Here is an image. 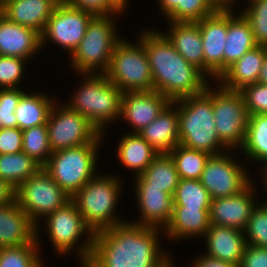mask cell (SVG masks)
Returning a JSON list of instances; mask_svg holds the SVG:
<instances>
[{
  "label": "cell",
  "mask_w": 267,
  "mask_h": 267,
  "mask_svg": "<svg viewBox=\"0 0 267 267\" xmlns=\"http://www.w3.org/2000/svg\"><path fill=\"white\" fill-rule=\"evenodd\" d=\"M159 230L125 221L97 231L83 267H171L168 253L159 250Z\"/></svg>",
  "instance_id": "cell-1"
},
{
  "label": "cell",
  "mask_w": 267,
  "mask_h": 267,
  "mask_svg": "<svg viewBox=\"0 0 267 267\" xmlns=\"http://www.w3.org/2000/svg\"><path fill=\"white\" fill-rule=\"evenodd\" d=\"M143 45L153 79V90L171 102L205 91L206 75L179 54L168 38L157 30L143 32Z\"/></svg>",
  "instance_id": "cell-2"
},
{
  "label": "cell",
  "mask_w": 267,
  "mask_h": 267,
  "mask_svg": "<svg viewBox=\"0 0 267 267\" xmlns=\"http://www.w3.org/2000/svg\"><path fill=\"white\" fill-rule=\"evenodd\" d=\"M172 102L177 105L181 145L210 155L228 150L216 133L213 94L207 88L201 94Z\"/></svg>",
  "instance_id": "cell-3"
},
{
  "label": "cell",
  "mask_w": 267,
  "mask_h": 267,
  "mask_svg": "<svg viewBox=\"0 0 267 267\" xmlns=\"http://www.w3.org/2000/svg\"><path fill=\"white\" fill-rule=\"evenodd\" d=\"M86 78L67 106L87 118L100 133L121 115V90L104 74L86 73Z\"/></svg>",
  "instance_id": "cell-4"
},
{
  "label": "cell",
  "mask_w": 267,
  "mask_h": 267,
  "mask_svg": "<svg viewBox=\"0 0 267 267\" xmlns=\"http://www.w3.org/2000/svg\"><path fill=\"white\" fill-rule=\"evenodd\" d=\"M119 180L115 176L95 175L71 198L94 233L124 223L113 215L121 192Z\"/></svg>",
  "instance_id": "cell-5"
},
{
  "label": "cell",
  "mask_w": 267,
  "mask_h": 267,
  "mask_svg": "<svg viewBox=\"0 0 267 267\" xmlns=\"http://www.w3.org/2000/svg\"><path fill=\"white\" fill-rule=\"evenodd\" d=\"M104 136L102 133L92 142L52 152L43 169L71 198L95 174L97 151Z\"/></svg>",
  "instance_id": "cell-6"
},
{
  "label": "cell",
  "mask_w": 267,
  "mask_h": 267,
  "mask_svg": "<svg viewBox=\"0 0 267 267\" xmlns=\"http://www.w3.org/2000/svg\"><path fill=\"white\" fill-rule=\"evenodd\" d=\"M114 16L117 15L94 16L88 23L83 39L71 54V65L76 73L100 71L98 73L103 74L107 70L114 48L121 39L115 32Z\"/></svg>",
  "instance_id": "cell-7"
},
{
  "label": "cell",
  "mask_w": 267,
  "mask_h": 267,
  "mask_svg": "<svg viewBox=\"0 0 267 267\" xmlns=\"http://www.w3.org/2000/svg\"><path fill=\"white\" fill-rule=\"evenodd\" d=\"M103 74L122 93L153 90L152 74L143 45V33L137 45L123 38L117 42L109 66Z\"/></svg>",
  "instance_id": "cell-8"
},
{
  "label": "cell",
  "mask_w": 267,
  "mask_h": 267,
  "mask_svg": "<svg viewBox=\"0 0 267 267\" xmlns=\"http://www.w3.org/2000/svg\"><path fill=\"white\" fill-rule=\"evenodd\" d=\"M44 219H46L45 222L47 221L45 223L46 231H48L47 235H49V240L58 254H68L71 249H75L73 247L77 243L79 244L80 237L84 233L88 234L78 252L82 264L81 267H83L90 259L95 233L85 223L76 204L70 200Z\"/></svg>",
  "instance_id": "cell-9"
},
{
  "label": "cell",
  "mask_w": 267,
  "mask_h": 267,
  "mask_svg": "<svg viewBox=\"0 0 267 267\" xmlns=\"http://www.w3.org/2000/svg\"><path fill=\"white\" fill-rule=\"evenodd\" d=\"M213 94V111L216 133L220 141L231 151L243 146L249 113L240 91L220 85L217 91L206 87Z\"/></svg>",
  "instance_id": "cell-10"
},
{
  "label": "cell",
  "mask_w": 267,
  "mask_h": 267,
  "mask_svg": "<svg viewBox=\"0 0 267 267\" xmlns=\"http://www.w3.org/2000/svg\"><path fill=\"white\" fill-rule=\"evenodd\" d=\"M15 200L38 226L40 217L46 218L69 202L71 197L42 167L16 189Z\"/></svg>",
  "instance_id": "cell-11"
},
{
  "label": "cell",
  "mask_w": 267,
  "mask_h": 267,
  "mask_svg": "<svg viewBox=\"0 0 267 267\" xmlns=\"http://www.w3.org/2000/svg\"><path fill=\"white\" fill-rule=\"evenodd\" d=\"M47 130L52 152L92 143L101 133L84 116L67 105L54 103L48 119Z\"/></svg>",
  "instance_id": "cell-12"
},
{
  "label": "cell",
  "mask_w": 267,
  "mask_h": 267,
  "mask_svg": "<svg viewBox=\"0 0 267 267\" xmlns=\"http://www.w3.org/2000/svg\"><path fill=\"white\" fill-rule=\"evenodd\" d=\"M226 153L211 155L199 179L211 199L236 195L252 183L245 167Z\"/></svg>",
  "instance_id": "cell-13"
},
{
  "label": "cell",
  "mask_w": 267,
  "mask_h": 267,
  "mask_svg": "<svg viewBox=\"0 0 267 267\" xmlns=\"http://www.w3.org/2000/svg\"><path fill=\"white\" fill-rule=\"evenodd\" d=\"M93 17L92 14L61 1L41 34V46L43 47L47 40L52 41L72 54L83 39Z\"/></svg>",
  "instance_id": "cell-14"
},
{
  "label": "cell",
  "mask_w": 267,
  "mask_h": 267,
  "mask_svg": "<svg viewBox=\"0 0 267 267\" xmlns=\"http://www.w3.org/2000/svg\"><path fill=\"white\" fill-rule=\"evenodd\" d=\"M202 37L204 74L218 79L223 73V52L227 36V11H216L197 22ZM215 76V77H214Z\"/></svg>",
  "instance_id": "cell-15"
},
{
  "label": "cell",
  "mask_w": 267,
  "mask_h": 267,
  "mask_svg": "<svg viewBox=\"0 0 267 267\" xmlns=\"http://www.w3.org/2000/svg\"><path fill=\"white\" fill-rule=\"evenodd\" d=\"M171 101L161 93L151 91L125 92L122 95L121 118L138 133L154 121Z\"/></svg>",
  "instance_id": "cell-16"
},
{
  "label": "cell",
  "mask_w": 267,
  "mask_h": 267,
  "mask_svg": "<svg viewBox=\"0 0 267 267\" xmlns=\"http://www.w3.org/2000/svg\"><path fill=\"white\" fill-rule=\"evenodd\" d=\"M253 184L236 195L211 199L210 223L244 230L256 206Z\"/></svg>",
  "instance_id": "cell-17"
},
{
  "label": "cell",
  "mask_w": 267,
  "mask_h": 267,
  "mask_svg": "<svg viewBox=\"0 0 267 267\" xmlns=\"http://www.w3.org/2000/svg\"><path fill=\"white\" fill-rule=\"evenodd\" d=\"M38 227L16 200L0 206V248L39 242Z\"/></svg>",
  "instance_id": "cell-18"
},
{
  "label": "cell",
  "mask_w": 267,
  "mask_h": 267,
  "mask_svg": "<svg viewBox=\"0 0 267 267\" xmlns=\"http://www.w3.org/2000/svg\"><path fill=\"white\" fill-rule=\"evenodd\" d=\"M41 47V34L13 23L0 12V55L30 59Z\"/></svg>",
  "instance_id": "cell-19"
},
{
  "label": "cell",
  "mask_w": 267,
  "mask_h": 267,
  "mask_svg": "<svg viewBox=\"0 0 267 267\" xmlns=\"http://www.w3.org/2000/svg\"><path fill=\"white\" fill-rule=\"evenodd\" d=\"M244 231L221 225H210L206 231V256L232 263L239 267L247 246Z\"/></svg>",
  "instance_id": "cell-20"
},
{
  "label": "cell",
  "mask_w": 267,
  "mask_h": 267,
  "mask_svg": "<svg viewBox=\"0 0 267 267\" xmlns=\"http://www.w3.org/2000/svg\"><path fill=\"white\" fill-rule=\"evenodd\" d=\"M141 218L131 223L163 228L169 224L174 213V197L156 188H135ZM159 226V227H158Z\"/></svg>",
  "instance_id": "cell-21"
},
{
  "label": "cell",
  "mask_w": 267,
  "mask_h": 267,
  "mask_svg": "<svg viewBox=\"0 0 267 267\" xmlns=\"http://www.w3.org/2000/svg\"><path fill=\"white\" fill-rule=\"evenodd\" d=\"M63 0H4L1 13L13 23L43 33L55 7Z\"/></svg>",
  "instance_id": "cell-22"
},
{
  "label": "cell",
  "mask_w": 267,
  "mask_h": 267,
  "mask_svg": "<svg viewBox=\"0 0 267 267\" xmlns=\"http://www.w3.org/2000/svg\"><path fill=\"white\" fill-rule=\"evenodd\" d=\"M138 134L159 154L170 153L173 148L180 144L179 118L174 103L170 102L158 117Z\"/></svg>",
  "instance_id": "cell-23"
},
{
  "label": "cell",
  "mask_w": 267,
  "mask_h": 267,
  "mask_svg": "<svg viewBox=\"0 0 267 267\" xmlns=\"http://www.w3.org/2000/svg\"><path fill=\"white\" fill-rule=\"evenodd\" d=\"M267 46L257 45L229 66L217 79L224 88L240 91L245 86L258 82Z\"/></svg>",
  "instance_id": "cell-24"
},
{
  "label": "cell",
  "mask_w": 267,
  "mask_h": 267,
  "mask_svg": "<svg viewBox=\"0 0 267 267\" xmlns=\"http://www.w3.org/2000/svg\"><path fill=\"white\" fill-rule=\"evenodd\" d=\"M257 45L250 23L243 14L234 15V12L227 11V36L223 52V72Z\"/></svg>",
  "instance_id": "cell-25"
},
{
  "label": "cell",
  "mask_w": 267,
  "mask_h": 267,
  "mask_svg": "<svg viewBox=\"0 0 267 267\" xmlns=\"http://www.w3.org/2000/svg\"><path fill=\"white\" fill-rule=\"evenodd\" d=\"M169 23V33L164 35L187 62L193 64L204 73L202 37L198 23L171 21Z\"/></svg>",
  "instance_id": "cell-26"
},
{
  "label": "cell",
  "mask_w": 267,
  "mask_h": 267,
  "mask_svg": "<svg viewBox=\"0 0 267 267\" xmlns=\"http://www.w3.org/2000/svg\"><path fill=\"white\" fill-rule=\"evenodd\" d=\"M210 208H185L184 206H174V213L169 224L164 229L166 235L179 240L191 238L195 235L205 236L210 228Z\"/></svg>",
  "instance_id": "cell-27"
},
{
  "label": "cell",
  "mask_w": 267,
  "mask_h": 267,
  "mask_svg": "<svg viewBox=\"0 0 267 267\" xmlns=\"http://www.w3.org/2000/svg\"><path fill=\"white\" fill-rule=\"evenodd\" d=\"M135 177V188L162 189L172 196L179 183L178 172L169 153L158 154L146 170Z\"/></svg>",
  "instance_id": "cell-28"
},
{
  "label": "cell",
  "mask_w": 267,
  "mask_h": 267,
  "mask_svg": "<svg viewBox=\"0 0 267 267\" xmlns=\"http://www.w3.org/2000/svg\"><path fill=\"white\" fill-rule=\"evenodd\" d=\"M117 157L126 168L141 175L159 154L138 133H126L118 142Z\"/></svg>",
  "instance_id": "cell-29"
},
{
  "label": "cell",
  "mask_w": 267,
  "mask_h": 267,
  "mask_svg": "<svg viewBox=\"0 0 267 267\" xmlns=\"http://www.w3.org/2000/svg\"><path fill=\"white\" fill-rule=\"evenodd\" d=\"M54 104L52 98L38 93H24L15 108L17 127L22 131L34 126L47 124L50 110Z\"/></svg>",
  "instance_id": "cell-30"
},
{
  "label": "cell",
  "mask_w": 267,
  "mask_h": 267,
  "mask_svg": "<svg viewBox=\"0 0 267 267\" xmlns=\"http://www.w3.org/2000/svg\"><path fill=\"white\" fill-rule=\"evenodd\" d=\"M42 166L25 152L0 154V179L17 189Z\"/></svg>",
  "instance_id": "cell-31"
},
{
  "label": "cell",
  "mask_w": 267,
  "mask_h": 267,
  "mask_svg": "<svg viewBox=\"0 0 267 267\" xmlns=\"http://www.w3.org/2000/svg\"><path fill=\"white\" fill-rule=\"evenodd\" d=\"M158 3L171 22H198L216 12L208 0H158Z\"/></svg>",
  "instance_id": "cell-32"
},
{
  "label": "cell",
  "mask_w": 267,
  "mask_h": 267,
  "mask_svg": "<svg viewBox=\"0 0 267 267\" xmlns=\"http://www.w3.org/2000/svg\"><path fill=\"white\" fill-rule=\"evenodd\" d=\"M240 149L249 159L267 166V113L249 116L246 137Z\"/></svg>",
  "instance_id": "cell-33"
},
{
  "label": "cell",
  "mask_w": 267,
  "mask_h": 267,
  "mask_svg": "<svg viewBox=\"0 0 267 267\" xmlns=\"http://www.w3.org/2000/svg\"><path fill=\"white\" fill-rule=\"evenodd\" d=\"M174 160L179 179L199 180L210 154L178 144L169 153Z\"/></svg>",
  "instance_id": "cell-34"
},
{
  "label": "cell",
  "mask_w": 267,
  "mask_h": 267,
  "mask_svg": "<svg viewBox=\"0 0 267 267\" xmlns=\"http://www.w3.org/2000/svg\"><path fill=\"white\" fill-rule=\"evenodd\" d=\"M22 132V152L28 154L43 167L52 154L47 124L34 126Z\"/></svg>",
  "instance_id": "cell-35"
},
{
  "label": "cell",
  "mask_w": 267,
  "mask_h": 267,
  "mask_svg": "<svg viewBox=\"0 0 267 267\" xmlns=\"http://www.w3.org/2000/svg\"><path fill=\"white\" fill-rule=\"evenodd\" d=\"M174 197V206L185 208H210L211 197L200 180L179 179Z\"/></svg>",
  "instance_id": "cell-36"
},
{
  "label": "cell",
  "mask_w": 267,
  "mask_h": 267,
  "mask_svg": "<svg viewBox=\"0 0 267 267\" xmlns=\"http://www.w3.org/2000/svg\"><path fill=\"white\" fill-rule=\"evenodd\" d=\"M40 242L17 247L0 248V267H38L42 261L37 253Z\"/></svg>",
  "instance_id": "cell-37"
},
{
  "label": "cell",
  "mask_w": 267,
  "mask_h": 267,
  "mask_svg": "<svg viewBox=\"0 0 267 267\" xmlns=\"http://www.w3.org/2000/svg\"><path fill=\"white\" fill-rule=\"evenodd\" d=\"M258 205L253 208L243 231L247 245L267 248V205Z\"/></svg>",
  "instance_id": "cell-38"
},
{
  "label": "cell",
  "mask_w": 267,
  "mask_h": 267,
  "mask_svg": "<svg viewBox=\"0 0 267 267\" xmlns=\"http://www.w3.org/2000/svg\"><path fill=\"white\" fill-rule=\"evenodd\" d=\"M242 14L250 23L258 45L267 46V0H250Z\"/></svg>",
  "instance_id": "cell-39"
},
{
  "label": "cell",
  "mask_w": 267,
  "mask_h": 267,
  "mask_svg": "<svg viewBox=\"0 0 267 267\" xmlns=\"http://www.w3.org/2000/svg\"><path fill=\"white\" fill-rule=\"evenodd\" d=\"M26 59L0 55V88L17 87L24 75Z\"/></svg>",
  "instance_id": "cell-40"
},
{
  "label": "cell",
  "mask_w": 267,
  "mask_h": 267,
  "mask_svg": "<svg viewBox=\"0 0 267 267\" xmlns=\"http://www.w3.org/2000/svg\"><path fill=\"white\" fill-rule=\"evenodd\" d=\"M24 93L20 88H0V129L17 127L15 108Z\"/></svg>",
  "instance_id": "cell-41"
},
{
  "label": "cell",
  "mask_w": 267,
  "mask_h": 267,
  "mask_svg": "<svg viewBox=\"0 0 267 267\" xmlns=\"http://www.w3.org/2000/svg\"><path fill=\"white\" fill-rule=\"evenodd\" d=\"M240 92L249 115L267 113V85L256 82L245 86Z\"/></svg>",
  "instance_id": "cell-42"
},
{
  "label": "cell",
  "mask_w": 267,
  "mask_h": 267,
  "mask_svg": "<svg viewBox=\"0 0 267 267\" xmlns=\"http://www.w3.org/2000/svg\"><path fill=\"white\" fill-rule=\"evenodd\" d=\"M67 4L79 8L93 16L121 14L107 0H63Z\"/></svg>",
  "instance_id": "cell-43"
},
{
  "label": "cell",
  "mask_w": 267,
  "mask_h": 267,
  "mask_svg": "<svg viewBox=\"0 0 267 267\" xmlns=\"http://www.w3.org/2000/svg\"><path fill=\"white\" fill-rule=\"evenodd\" d=\"M23 132L18 127L0 129V154L22 152Z\"/></svg>",
  "instance_id": "cell-44"
},
{
  "label": "cell",
  "mask_w": 267,
  "mask_h": 267,
  "mask_svg": "<svg viewBox=\"0 0 267 267\" xmlns=\"http://www.w3.org/2000/svg\"><path fill=\"white\" fill-rule=\"evenodd\" d=\"M239 267H267V248L247 245Z\"/></svg>",
  "instance_id": "cell-45"
},
{
  "label": "cell",
  "mask_w": 267,
  "mask_h": 267,
  "mask_svg": "<svg viewBox=\"0 0 267 267\" xmlns=\"http://www.w3.org/2000/svg\"><path fill=\"white\" fill-rule=\"evenodd\" d=\"M192 264V267H236L230 262L210 258L204 254L198 257Z\"/></svg>",
  "instance_id": "cell-46"
},
{
  "label": "cell",
  "mask_w": 267,
  "mask_h": 267,
  "mask_svg": "<svg viewBox=\"0 0 267 267\" xmlns=\"http://www.w3.org/2000/svg\"><path fill=\"white\" fill-rule=\"evenodd\" d=\"M15 192V188L6 181L0 179V206L15 201Z\"/></svg>",
  "instance_id": "cell-47"
},
{
  "label": "cell",
  "mask_w": 267,
  "mask_h": 267,
  "mask_svg": "<svg viewBox=\"0 0 267 267\" xmlns=\"http://www.w3.org/2000/svg\"><path fill=\"white\" fill-rule=\"evenodd\" d=\"M235 0H208L216 11H232V4ZM232 3V4H231Z\"/></svg>",
  "instance_id": "cell-48"
},
{
  "label": "cell",
  "mask_w": 267,
  "mask_h": 267,
  "mask_svg": "<svg viewBox=\"0 0 267 267\" xmlns=\"http://www.w3.org/2000/svg\"><path fill=\"white\" fill-rule=\"evenodd\" d=\"M258 82L267 85V52L263 60L262 68L258 77Z\"/></svg>",
  "instance_id": "cell-49"
},
{
  "label": "cell",
  "mask_w": 267,
  "mask_h": 267,
  "mask_svg": "<svg viewBox=\"0 0 267 267\" xmlns=\"http://www.w3.org/2000/svg\"><path fill=\"white\" fill-rule=\"evenodd\" d=\"M118 12H123L127 7L128 0H107Z\"/></svg>",
  "instance_id": "cell-50"
},
{
  "label": "cell",
  "mask_w": 267,
  "mask_h": 267,
  "mask_svg": "<svg viewBox=\"0 0 267 267\" xmlns=\"http://www.w3.org/2000/svg\"><path fill=\"white\" fill-rule=\"evenodd\" d=\"M264 167V171H263V178H262V180L264 179V181L263 182H265V184L263 185V186H265V189L264 190H266V193H267V166H263ZM265 204L267 205V200L265 201Z\"/></svg>",
  "instance_id": "cell-51"
},
{
  "label": "cell",
  "mask_w": 267,
  "mask_h": 267,
  "mask_svg": "<svg viewBox=\"0 0 267 267\" xmlns=\"http://www.w3.org/2000/svg\"><path fill=\"white\" fill-rule=\"evenodd\" d=\"M3 2H4V0H0V11H1V9H2Z\"/></svg>",
  "instance_id": "cell-52"
}]
</instances>
